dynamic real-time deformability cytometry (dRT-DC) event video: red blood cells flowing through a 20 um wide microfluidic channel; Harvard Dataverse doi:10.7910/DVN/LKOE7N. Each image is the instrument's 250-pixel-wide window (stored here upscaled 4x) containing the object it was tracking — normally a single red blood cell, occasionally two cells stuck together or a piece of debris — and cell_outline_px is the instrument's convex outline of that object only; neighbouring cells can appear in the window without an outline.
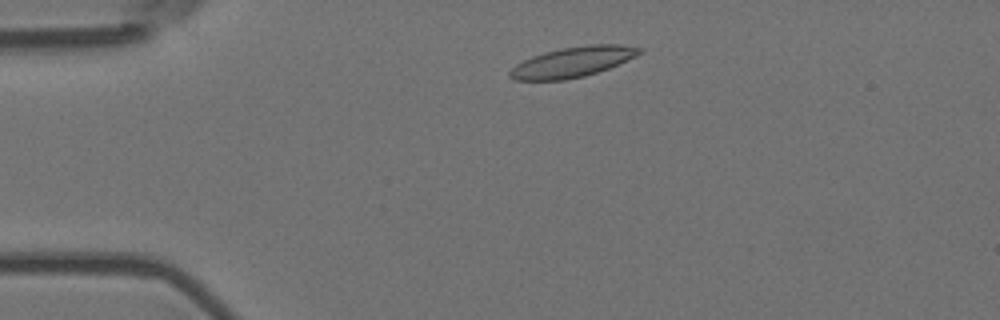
{"species": "Egyptian fruit bat (a non-hibernating species)", "species_latin": "Rousettus aegyptiacus", "temperature_condition": "room temperature", "stored_images_in_passage": 47, "camera_frame_rate_fps": 3000, "um_per_image_px": 0.085, "animal": {"sex": "female"}, "frame": {"image": 1, "passage_image": 6, "time_ms": 1.667, "image_size_px": [1000, 320], "cell_outline_px": [[644, 52], [636, 56], [608, 68], [584, 76], [564, 80], [512, 80], [508, 76], [508, 72], [516, 64], [532, 56], [544, 52], [564, 48], [588, 44], [620, 44], [644, 48]], "centroid_in_image_um": [48.68, 5.26], "position_along_channel_um": 36.3, "area_um2": 22.83}}
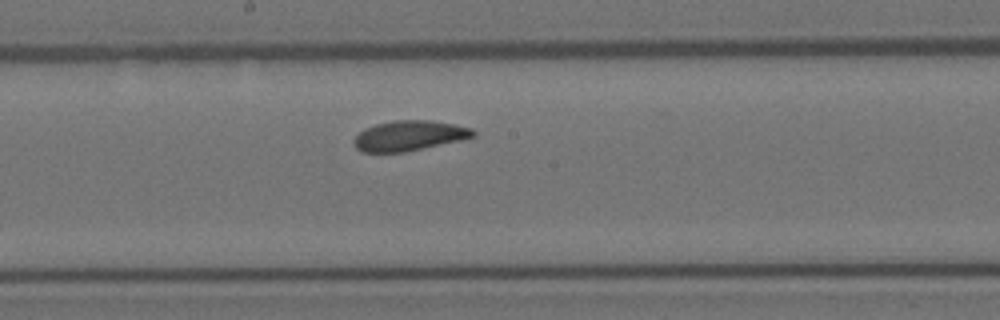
{"frame": {"image": 2, "passage_image": 24, "time_ms": 7.667, "image_size_px": [1000, 320], "cell_outline_px": [[476, 136], [460, 140], [404, 152], [364, 152], [356, 148], [352, 140], [364, 128], [376, 124], [392, 120], [432, 120], [456, 124], [472, 128], [476, 132]], "centroid_in_image_um": [34.79, 11.52], "position_along_channel_um": 213.4, "area_um2": 20.98}}
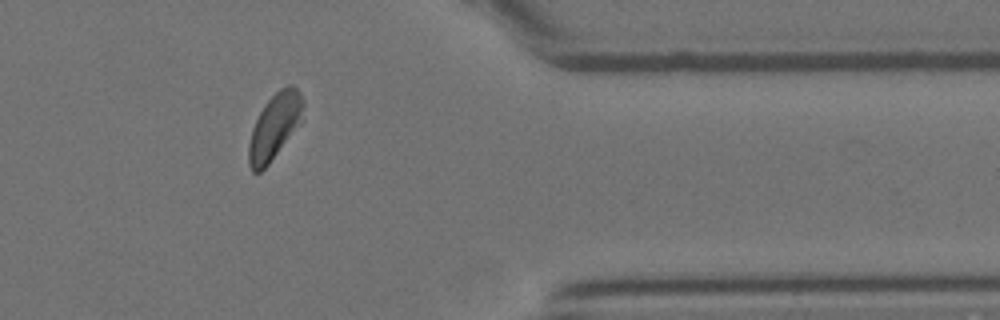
{"frame": {"image": 3, "passage_image": 40, "time_ms": 13.0, "image_size_px": [1000, 320], "cell_outline_px": [[304, 104], [300, 120], [268, 164], [260, 172], [252, 172], [248, 164], [248, 144], [252, 128], [264, 104], [280, 88], [292, 84], [300, 92], [304, 100]], "centroid_in_image_um": [23.3, 10.72], "position_along_channel_um": 388.1, "area_um2": 20.17}}